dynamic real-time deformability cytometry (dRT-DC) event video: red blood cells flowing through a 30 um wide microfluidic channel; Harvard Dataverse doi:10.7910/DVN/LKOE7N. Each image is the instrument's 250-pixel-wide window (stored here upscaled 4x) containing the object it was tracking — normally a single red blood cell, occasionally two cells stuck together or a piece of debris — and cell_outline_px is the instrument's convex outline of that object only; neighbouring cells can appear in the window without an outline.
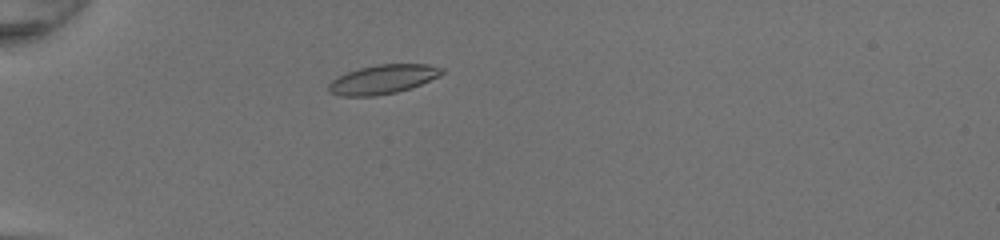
{"species": "common noctule bat (a hibernating species)", "species_latin": "Nyctalus noctula", "temperature_condition": "room temperature", "stored_images_in_passage": 42, "camera_frame_rate_fps": 3000, "um_per_image_px": 0.085, "animal": {"sex": "female", "body_mass_g": 20.0, "forearm_length_mm": 54.0}, "frame": {"image": 1, "passage_image": 8, "time_ms": 2.333, "image_size_px": [1000, 240], "cell_outline_px": [[444, 72], [440, 76], [420, 84], [396, 92], [376, 96], [340, 96], [328, 92], [328, 84], [332, 80], [348, 72], [360, 68], [376, 64], [428, 64], [444, 68]], "centroid_in_image_um": [32.54, 6.74], "position_along_channel_um": 52.5, "area_um2": 19.13}}
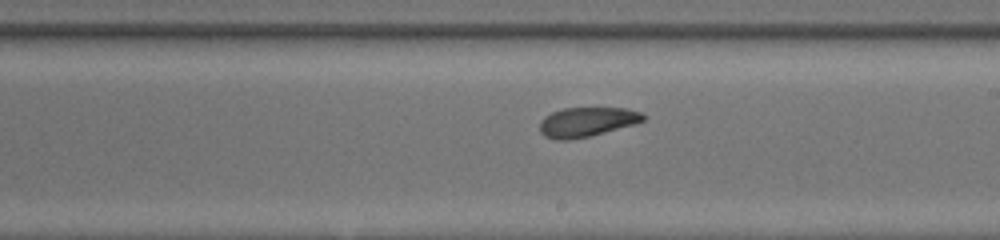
{"frame": {"image": 2, "passage_image": 23, "time_ms": 7.333, "image_size_px": [1000, 240], "cell_outline_px": [[648, 116], [644, 120], [632, 124], [604, 132], [588, 136], [568, 140], [556, 140], [544, 136], [540, 132], [540, 120], [544, 116], [552, 112], [564, 108], [628, 108], [640, 112]], "centroid_in_image_um": [49.85, 10.35], "position_along_channel_um": 239.1, "area_um2": 17.69}}
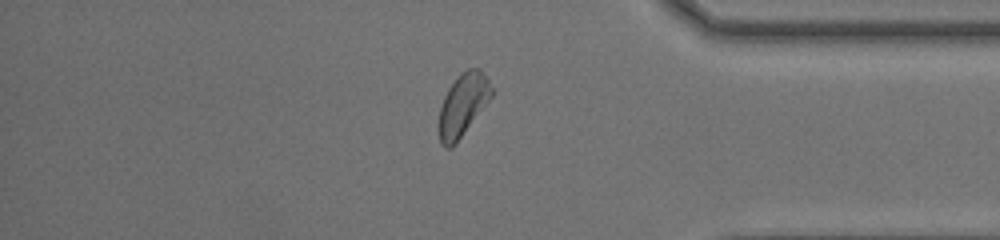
{"frame": {"image": 3, "passage_image": 35, "time_ms": 11.333, "image_size_px": [1000, 240], "cell_outline_px": [[492, 96], [456, 144], [452, 148], [444, 148], [440, 144], [436, 128], [436, 124], [440, 108], [444, 96], [448, 88], [460, 72], [468, 68], [480, 68], [488, 80], [492, 88]], "centroid_in_image_um": [39.28, 8.96], "position_along_channel_um": 395.9, "area_um2": 19.59}, "authors_computed_cell_mechanics": {"area_um2": 18.8428, "velocity_mm_per_s": 4.2785, "shape_relaxation_time_tau1_ms": 3.2789, "shape_relaxation_time_tau2_ms": 3.2376, "deformation_change_tau1": 0.1261, "deformation_change_tau2": 0.1063}}